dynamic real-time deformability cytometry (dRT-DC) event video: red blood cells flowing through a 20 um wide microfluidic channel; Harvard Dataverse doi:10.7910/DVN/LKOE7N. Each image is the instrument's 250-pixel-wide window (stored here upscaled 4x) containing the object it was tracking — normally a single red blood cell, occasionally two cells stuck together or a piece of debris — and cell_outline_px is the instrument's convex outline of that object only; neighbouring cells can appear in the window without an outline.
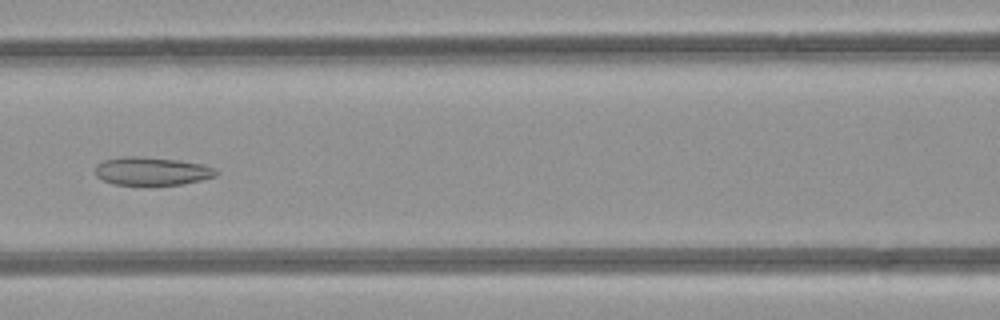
{"species": "common noctule bat (a hibernating species)", "species_latin": "Nyctalus noctula", "temperature_condition": "room temperature", "stored_images_in_passage": 40, "camera_frame_rate_fps": 3000, "um_per_image_px": 0.085, "animal": {"sex": "female", "body_mass_g": 21.9}, "frame": {"image": 1, "passage_image": 13, "time_ms": 4.0, "image_size_px": [1000, 320], "cell_outline_px": [[220, 172], [216, 176], [184, 184], [112, 184], [96, 176], [96, 164], [104, 160], [124, 156], [140, 156], [180, 160], [200, 164], [216, 168]], "centroid_in_image_um": [12.92, 14.53], "position_along_channel_um": 153.7, "area_um2": 19.77}}
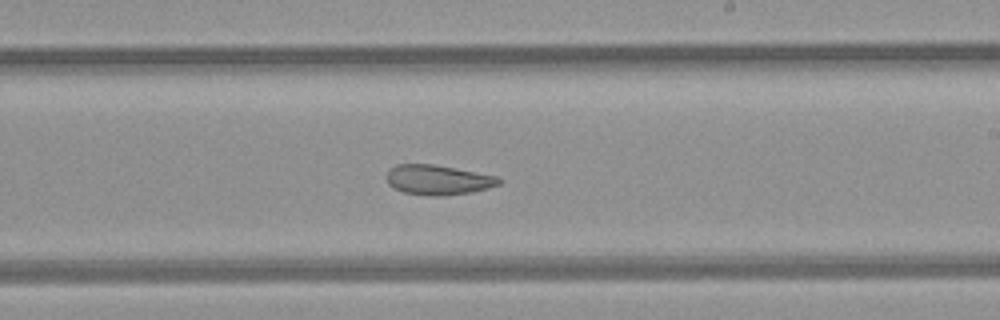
{"frame": {"image": 2, "passage_image": 20, "time_ms": 6.333, "image_size_px": [1000, 320], "cell_outline_px": [[504, 180], [500, 184], [488, 188], [472, 192], [444, 196], [432, 196], [404, 192], [392, 188], [388, 184], [384, 176], [388, 168], [396, 164], [432, 164], [456, 168], [496, 176]], "centroid_in_image_um": [37.18, 15.28], "position_along_channel_um": 251.8, "area_um2": 19.88}}
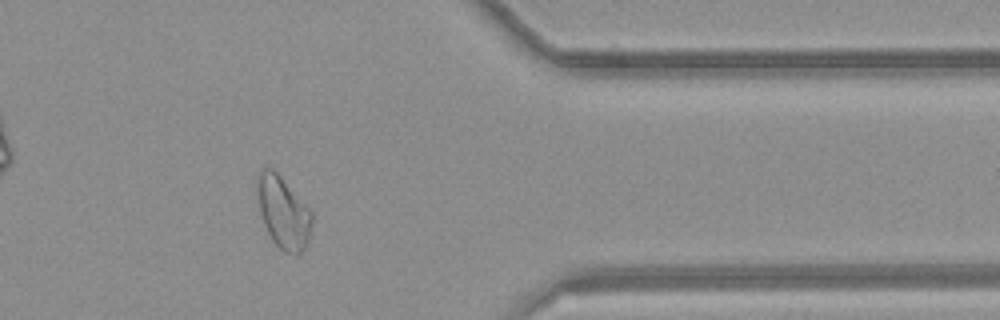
{"frame": {"image": 3, "passage_image": 31, "time_ms": 10.0, "image_size_px": [1000, 320], "cell_outline_px": [[312, 224], [308, 240], [304, 248], [296, 256], [284, 252], [272, 240], [260, 216], [256, 188], [256, 176], [260, 168], [272, 168], [280, 176], [312, 212]], "centroid_in_image_um": [24.04, 18.04], "position_along_channel_um": 387.4, "area_um2": 22.95}, "authors_computed_cell_mechanics": {"area_um2": 22.6287, "velocity_mm_per_s": 4.2073, "shape_relaxation_time_tau1_ms": null, "shape_relaxation_time_tau2_ms": 2.7621, "deformation_change_tau1": null, "deformation_change_tau2": 0.0899}}